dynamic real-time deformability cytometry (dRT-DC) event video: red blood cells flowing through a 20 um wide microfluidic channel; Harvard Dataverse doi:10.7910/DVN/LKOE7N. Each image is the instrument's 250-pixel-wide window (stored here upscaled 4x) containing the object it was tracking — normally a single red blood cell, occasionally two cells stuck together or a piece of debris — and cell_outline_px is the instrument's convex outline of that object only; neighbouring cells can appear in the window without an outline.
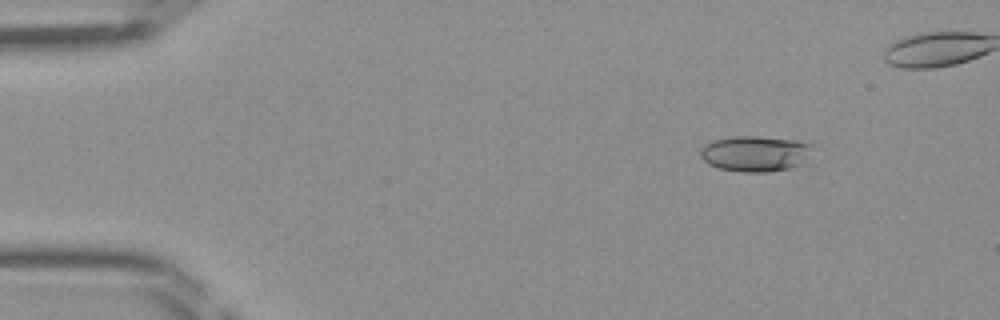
{"species": "Egyptian fruit bat (a non-hibernating species)", "species_latin": "Rousettus aegyptiacus", "temperature_condition": "room temperature", "stored_images_in_passage": 12, "camera_frame_rate_fps": 3000, "um_per_image_px": 0.085, "frame": {"image": 1, "passage_image": 4, "time_ms": 1.0, "image_size_px": [1000, 320], "cell_outline_px": [[808, 148], [804, 164], [788, 168], [768, 172], [740, 172], [720, 168], [708, 164], [700, 156], [700, 148], [704, 144], [712, 140], [732, 136], [756, 136], [796, 140], [808, 144]], "centroid_in_image_um": [64.1, 13.06], "position_along_channel_um": 20.9, "area_um2": 23.12}}